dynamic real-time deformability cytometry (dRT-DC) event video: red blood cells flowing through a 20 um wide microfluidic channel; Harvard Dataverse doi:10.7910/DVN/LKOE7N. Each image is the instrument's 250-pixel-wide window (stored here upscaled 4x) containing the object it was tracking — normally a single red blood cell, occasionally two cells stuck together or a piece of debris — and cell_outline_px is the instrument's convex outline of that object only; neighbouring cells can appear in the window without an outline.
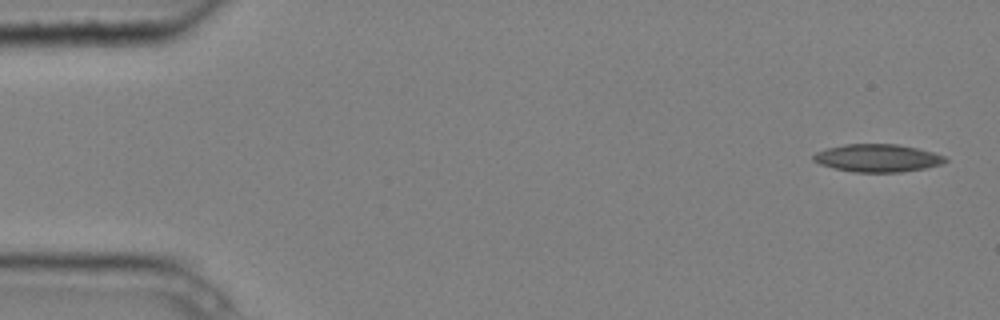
{"species": "common noctule bat (a hibernating species)", "species_latin": "Nyctalus noctula", "temperature_condition": "cold", "stored_images_in_passage": 5, "camera_frame_rate_fps": 3000, "um_per_image_px": 0.085, "animal": {"sex": "male", "body_mass_g": 20.4}, "frame": {"image": 1, "passage_image": 5, "time_ms": 1.333, "image_size_px": [1000, 320], "cell_outline_px": [[948, 160], [940, 164], [924, 168], [900, 172], [852, 172], [832, 168], [820, 164], [812, 160], [812, 156], [816, 152], [828, 148], [844, 144], [896, 144], [916, 148], [932, 152], [944, 156]], "centroid_in_image_um": [74.54, 13.44], "position_along_channel_um": 10.5, "area_um2": 21.21}}